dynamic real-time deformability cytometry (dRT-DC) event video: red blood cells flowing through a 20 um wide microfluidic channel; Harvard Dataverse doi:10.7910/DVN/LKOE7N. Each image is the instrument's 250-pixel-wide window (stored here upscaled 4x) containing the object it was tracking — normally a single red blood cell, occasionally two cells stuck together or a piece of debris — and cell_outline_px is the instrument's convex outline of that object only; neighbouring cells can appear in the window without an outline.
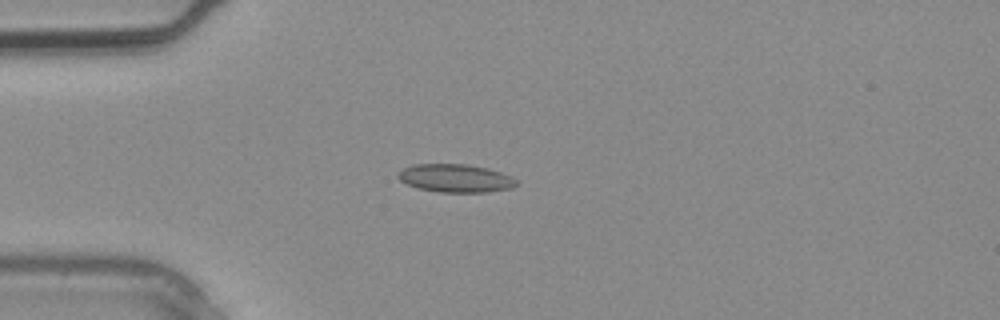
{"species": "common noctule bat (a hibernating species)", "species_latin": "Nyctalus noctula", "temperature_condition": "warm", "stored_images_in_passage": 2, "camera_frame_rate_fps": 3000, "um_per_image_px": 0.085, "animal": {"sex": "male", "body_mass_g": 20.4}, "frame": {"image": 1, "passage_image": 2, "time_ms": 0.333, "image_size_px": [1000, 320], "cell_outline_px": [[516, 184], [512, 188], [484, 192], [440, 192], [420, 188], [408, 184], [400, 180], [396, 176], [396, 172], [412, 164], [468, 164], [488, 168], [512, 176], [516, 180]], "centroid_in_image_um": [38.7, 15.13], "position_along_channel_um": 46.3, "area_um2": 19.36}}